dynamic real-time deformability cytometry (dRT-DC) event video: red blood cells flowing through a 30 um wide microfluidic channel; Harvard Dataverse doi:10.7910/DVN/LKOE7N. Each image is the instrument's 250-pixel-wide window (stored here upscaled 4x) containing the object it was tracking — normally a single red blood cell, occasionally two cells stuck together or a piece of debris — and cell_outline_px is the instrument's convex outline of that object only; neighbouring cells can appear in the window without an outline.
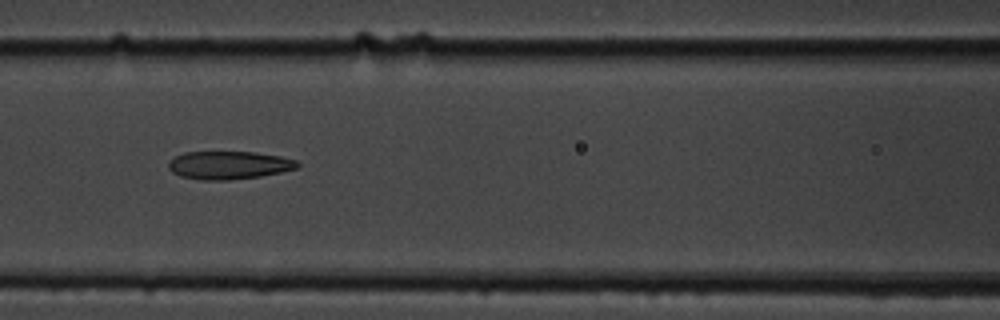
{"species": "common noctule bat (a hibernating species)", "species_latin": "Nyctalus noctula", "temperature_condition": "cold", "stored_images_in_passage": 10, "camera_frame_rate_fps": 3000, "um_per_image_px": 0.085, "animal": {"sex": "male", "body_mass_g": 19.5, "forearm_length_mm": 54.6}, "frame": {"image": 1, "passage_image": 7, "time_ms": 6.667, "image_size_px": [1000, 320], "cell_outline_px": [[300, 168], [260, 176], [228, 180], [200, 180], [180, 176], [172, 172], [168, 168], [168, 160], [184, 152], [256, 152], [280, 156], [296, 160], [300, 164]], "centroid_in_image_um": [19.45, 14.04], "position_along_channel_um": 147.2, "area_um2": 21.21}}
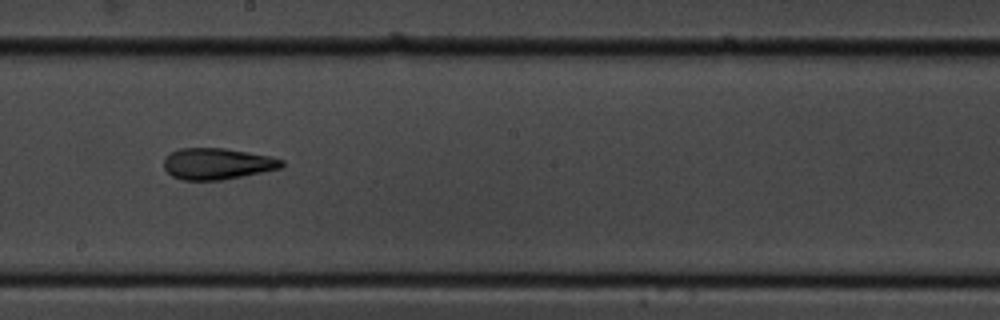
{"frame": {"image": 2, "passage_image": 9, "time_ms": 9.0, "image_size_px": [1000, 320], "cell_outline_px": [[284, 164], [280, 168], [220, 180], [184, 180], [172, 176], [164, 168], [164, 156], [168, 152], [180, 148], [224, 148], [272, 156], [284, 160]], "centroid_in_image_um": [18.43, 13.9], "position_along_channel_um": 229.8, "area_um2": 21.5}}
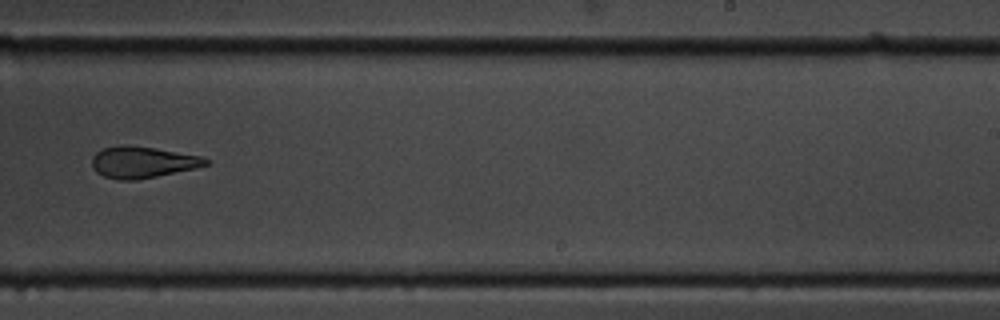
{"frame": {"image": 3, "passage_image": 10, "time_ms": 10.333, "image_size_px": [1000, 320], "cell_outline_px": [[212, 160], [208, 164], [196, 168], [136, 180], [120, 180], [104, 176], [96, 172], [92, 168], [92, 156], [96, 152], [104, 148], [120, 144], [128, 144], [156, 148], [200, 156]], "centroid_in_image_um": [12.1, 13.77], "position_along_channel_um": 276.9, "area_um2": 20.98}}